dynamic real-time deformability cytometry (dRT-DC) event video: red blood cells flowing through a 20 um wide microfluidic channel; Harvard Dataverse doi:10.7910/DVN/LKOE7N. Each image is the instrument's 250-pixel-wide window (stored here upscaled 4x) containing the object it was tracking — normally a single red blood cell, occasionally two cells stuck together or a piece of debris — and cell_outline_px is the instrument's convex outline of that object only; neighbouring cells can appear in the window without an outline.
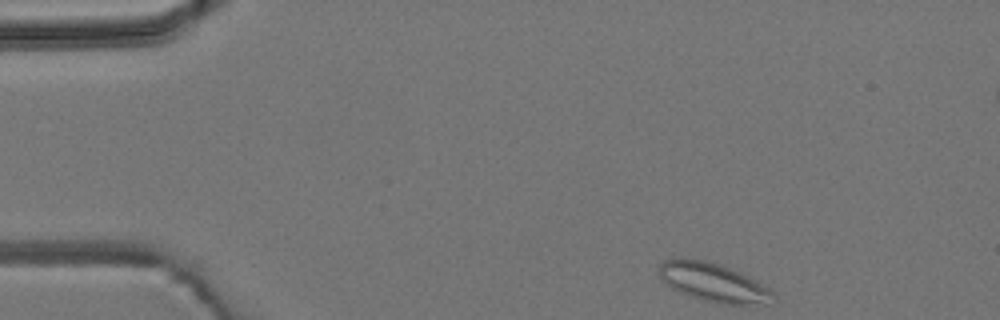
{"species": "common noctule bat (a hibernating species)", "species_latin": "Nyctalus noctula", "temperature_condition": "room temperature", "stored_images_in_passage": 4, "camera_frame_rate_fps": 3000, "um_per_image_px": 0.085, "animal": {"sex": "male", "body_mass_g": 19.2, "forearm_length_mm": 51.8}, "frame": {"image": 1, "passage_image": 1, "time_ms": 0.0, "image_size_px": [1000, 320], "cell_outline_px": [[780, 300], [768, 304], [724, 304], [704, 300], [676, 292], [660, 276], [660, 264], [664, 260], [672, 256], [680, 256], [708, 260], [720, 264], [748, 276], [768, 288]], "centroid_in_image_um": [60.63, 23.98], "position_along_channel_um": 24.4, "area_um2": 26.13}}